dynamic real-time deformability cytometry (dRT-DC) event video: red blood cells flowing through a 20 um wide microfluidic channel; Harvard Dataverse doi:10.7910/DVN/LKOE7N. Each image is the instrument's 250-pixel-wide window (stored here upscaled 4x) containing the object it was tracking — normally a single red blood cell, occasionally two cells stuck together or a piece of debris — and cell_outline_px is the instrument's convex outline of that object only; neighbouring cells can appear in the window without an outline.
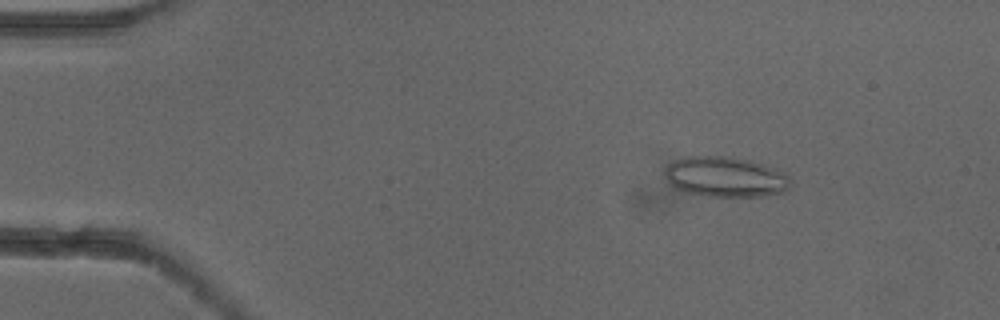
{"species": "common noctule bat (a hibernating species)", "species_latin": "Nyctalus noctula", "temperature_condition": "cold", "stored_images_in_passage": 53, "camera_frame_rate_fps": 3000, "um_per_image_px": 0.085, "animal": {"sex": "female"}, "frame": {"image": 1, "passage_image": 8, "time_ms": 2.333, "image_size_px": [1000, 320], "cell_outline_px": [[792, 184], [784, 192], [764, 196], [708, 196], [688, 192], [676, 188], [668, 184], [664, 176], [664, 168], [668, 164], [676, 160], [688, 156], [720, 156], [748, 160], [776, 168], [788, 176]], "centroid_in_image_um": [61.64, 15.04], "position_along_channel_um": 23.4, "area_um2": 29.48}}
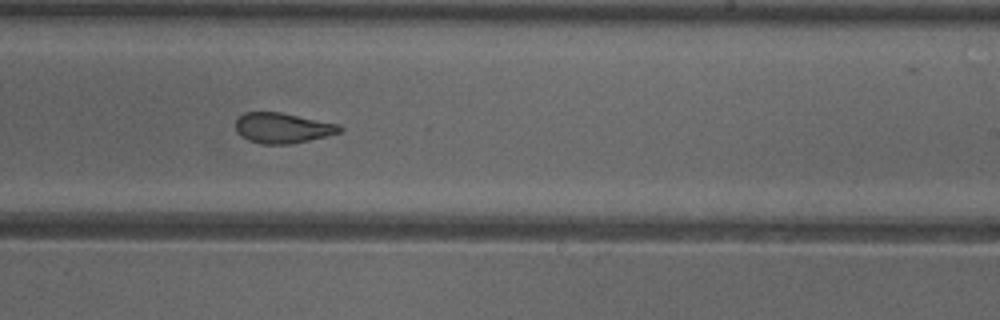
{"frame": {"image": 2, "passage_image": 33, "time_ms": 10.667, "image_size_px": [1000, 320], "cell_outline_px": [[344, 128], [340, 132], [308, 140], [288, 144], [260, 144], [248, 140], [240, 136], [236, 132], [236, 120], [244, 112], [280, 112], [340, 124]], "centroid_in_image_um": [23.99, 10.87], "position_along_channel_um": 265.0, "area_um2": 18.38}}
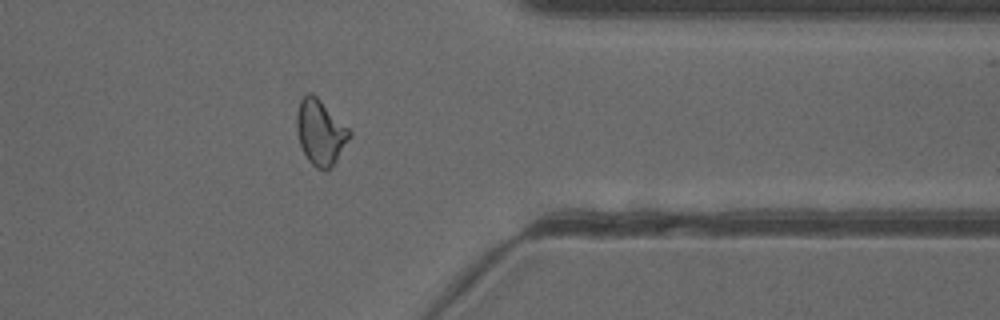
{"frame": {"image": 3, "passage_image": 43, "time_ms": 14.0, "image_size_px": [1000, 320], "cell_outline_px": [[352, 136], [336, 160], [324, 172], [316, 168], [308, 160], [300, 144], [296, 128], [296, 116], [300, 100], [308, 92], [312, 92], [352, 132]], "centroid_in_image_um": [27.22, 11.25], "position_along_channel_um": 384.2, "area_um2": 19.83}, "authors_computed_cell_mechanics": {"area_um2": 20.3456, "velocity_mm_per_s": 3.9039, "shape_relaxation_time_tau1_ms": null, "shape_relaxation_time_tau2_ms": 1.6966, "deformation_change_tau1": null, "deformation_change_tau2": 0.0813}}